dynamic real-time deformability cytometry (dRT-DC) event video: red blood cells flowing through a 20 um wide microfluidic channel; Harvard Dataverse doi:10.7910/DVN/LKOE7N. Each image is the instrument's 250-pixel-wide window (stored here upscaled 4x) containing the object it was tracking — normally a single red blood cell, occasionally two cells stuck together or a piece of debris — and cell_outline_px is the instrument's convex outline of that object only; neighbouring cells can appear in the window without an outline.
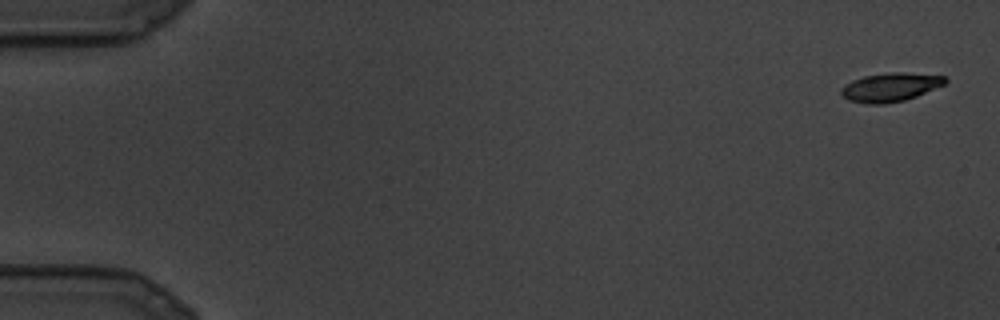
{"species": "common noctule bat (a hibernating species)", "species_latin": "Nyctalus noctula", "temperature_condition": "cold", "stored_images_in_passage": 14, "camera_frame_rate_fps": 3000, "um_per_image_px": 0.085, "animal": {"sex": "male", "body_mass_g": 19.5, "forearm_length_mm": 54.6}, "frame": {"image": 1, "passage_image": 1, "time_ms": 0.0, "image_size_px": [1000, 320], "cell_outline_px": [[948, 80], [944, 84], [916, 96], [904, 100], [884, 104], [868, 104], [848, 100], [840, 92], [840, 88], [844, 84], [852, 80], [864, 76], [888, 72], [904, 72], [944, 76]], "centroid_in_image_um": [75.64, 7.4], "position_along_channel_um": 9.4, "area_um2": 17.34}}
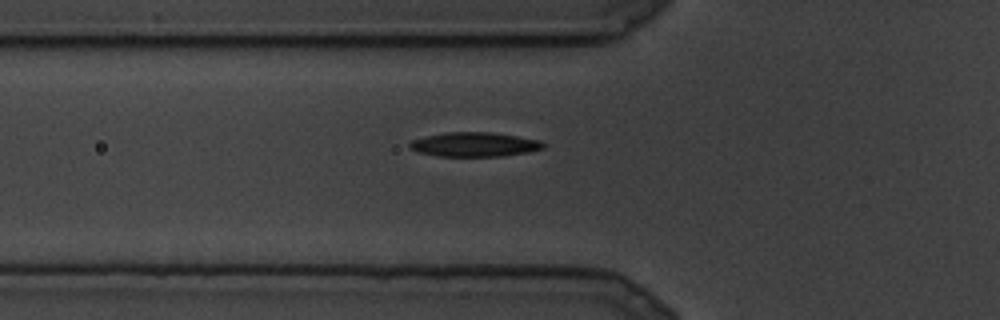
{"frame": {"image": 2, "passage_image": 10, "time_ms": 3.0, "image_size_px": [1000, 320], "cell_outline_px": [[544, 148], [528, 152], [504, 156], [440, 156], [420, 152], [408, 148], [408, 144], [412, 140], [424, 136], [444, 132], [492, 132], [540, 140], [544, 144]], "centroid_in_image_um": [40.31, 12.27], "position_along_channel_um": 85.5, "area_um2": 18.96}}
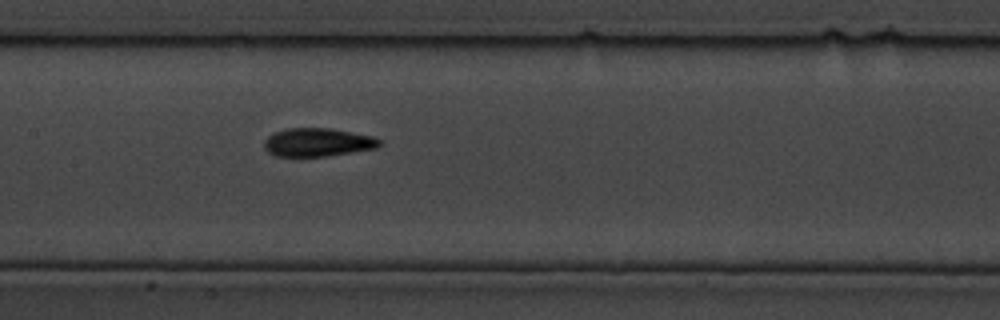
{"frame": {"image": 3, "passage_image": 14, "time_ms": 4.333, "image_size_px": [1000, 320], "cell_outline_px": [[384, 144], [380, 148], [324, 156], [272, 156], [264, 148], [264, 140], [268, 136], [276, 132], [288, 128], [328, 128], [372, 136], [380, 140]], "centroid_in_image_um": [27.02, 12.1], "position_along_channel_um": 180.4, "area_um2": 19.07}}